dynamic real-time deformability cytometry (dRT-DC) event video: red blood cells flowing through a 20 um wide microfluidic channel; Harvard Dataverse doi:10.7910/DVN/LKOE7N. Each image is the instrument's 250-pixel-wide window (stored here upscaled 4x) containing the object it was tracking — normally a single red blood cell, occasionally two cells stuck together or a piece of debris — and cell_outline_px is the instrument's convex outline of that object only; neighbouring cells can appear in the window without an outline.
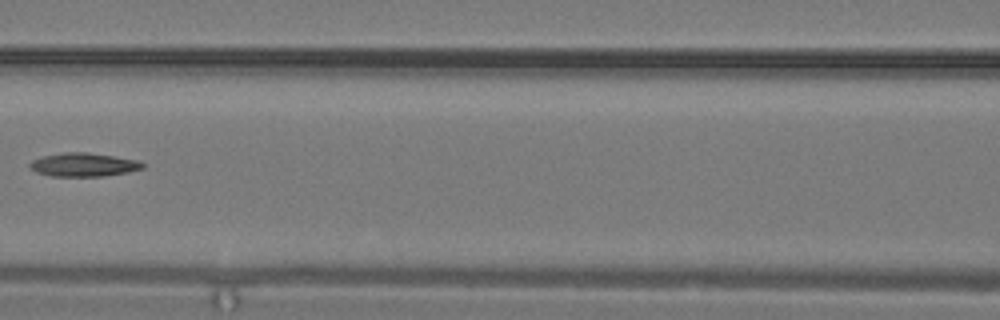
{"species": "common noctule bat (a hibernating species)", "species_latin": "Nyctalus noctula", "temperature_condition": "warm", "stored_images_in_passage": 3, "camera_frame_rate_fps": 3000, "um_per_image_px": 0.085, "animal": {"sex": "male", "body_mass_g": 19.2, "forearm_length_mm": 51.8}, "frame": {"image": 1, "passage_image": 3, "time_ms": 0.667, "image_size_px": [1000, 320], "cell_outline_px": [[144, 168], [128, 172], [104, 176], [52, 176], [36, 172], [28, 168], [28, 164], [32, 160], [40, 156], [64, 152], [88, 152], [140, 160], [144, 164]], "centroid_in_image_um": [7.08, 13.99], "position_along_channel_um": 159.5, "area_um2": 15.72}}